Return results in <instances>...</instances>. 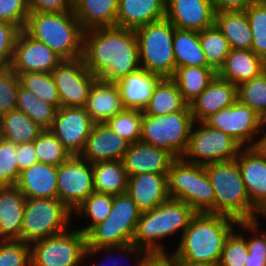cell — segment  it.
Returning <instances> with one entry per match:
<instances>
[{
    "instance_id": "1",
    "label": "cell",
    "mask_w": 266,
    "mask_h": 266,
    "mask_svg": "<svg viewBox=\"0 0 266 266\" xmlns=\"http://www.w3.org/2000/svg\"><path fill=\"white\" fill-rule=\"evenodd\" d=\"M81 58L98 79L116 83L140 68L136 32L116 26L85 31Z\"/></svg>"
},
{
    "instance_id": "2",
    "label": "cell",
    "mask_w": 266,
    "mask_h": 266,
    "mask_svg": "<svg viewBox=\"0 0 266 266\" xmlns=\"http://www.w3.org/2000/svg\"><path fill=\"white\" fill-rule=\"evenodd\" d=\"M237 223L228 216L197 213L169 256L173 262L218 265L225 241Z\"/></svg>"
},
{
    "instance_id": "3",
    "label": "cell",
    "mask_w": 266,
    "mask_h": 266,
    "mask_svg": "<svg viewBox=\"0 0 266 266\" xmlns=\"http://www.w3.org/2000/svg\"><path fill=\"white\" fill-rule=\"evenodd\" d=\"M196 214L187 203L169 198L156 208L141 213L133 243L153 256L169 255L162 240L177 232L182 236Z\"/></svg>"
},
{
    "instance_id": "4",
    "label": "cell",
    "mask_w": 266,
    "mask_h": 266,
    "mask_svg": "<svg viewBox=\"0 0 266 266\" xmlns=\"http://www.w3.org/2000/svg\"><path fill=\"white\" fill-rule=\"evenodd\" d=\"M24 31L33 39L46 44L62 60L82 57L84 31L73 11L30 12Z\"/></svg>"
},
{
    "instance_id": "5",
    "label": "cell",
    "mask_w": 266,
    "mask_h": 266,
    "mask_svg": "<svg viewBox=\"0 0 266 266\" xmlns=\"http://www.w3.org/2000/svg\"><path fill=\"white\" fill-rule=\"evenodd\" d=\"M215 192L214 214L239 221L259 219L261 213L251 204L236 160L204 166Z\"/></svg>"
},
{
    "instance_id": "6",
    "label": "cell",
    "mask_w": 266,
    "mask_h": 266,
    "mask_svg": "<svg viewBox=\"0 0 266 266\" xmlns=\"http://www.w3.org/2000/svg\"><path fill=\"white\" fill-rule=\"evenodd\" d=\"M175 26L167 19L149 23L135 30L140 67L171 78L176 70L173 50Z\"/></svg>"
},
{
    "instance_id": "7",
    "label": "cell",
    "mask_w": 266,
    "mask_h": 266,
    "mask_svg": "<svg viewBox=\"0 0 266 266\" xmlns=\"http://www.w3.org/2000/svg\"><path fill=\"white\" fill-rule=\"evenodd\" d=\"M141 213L127 192L113 195L108 217L86 233V248L115 247L133 243Z\"/></svg>"
},
{
    "instance_id": "8",
    "label": "cell",
    "mask_w": 266,
    "mask_h": 266,
    "mask_svg": "<svg viewBox=\"0 0 266 266\" xmlns=\"http://www.w3.org/2000/svg\"><path fill=\"white\" fill-rule=\"evenodd\" d=\"M72 217V212L58 198H26L20 241L31 245L63 233L73 228Z\"/></svg>"
},
{
    "instance_id": "9",
    "label": "cell",
    "mask_w": 266,
    "mask_h": 266,
    "mask_svg": "<svg viewBox=\"0 0 266 266\" xmlns=\"http://www.w3.org/2000/svg\"><path fill=\"white\" fill-rule=\"evenodd\" d=\"M193 123L189 105L167 115L143 114L140 141L181 158L187 149Z\"/></svg>"
},
{
    "instance_id": "10",
    "label": "cell",
    "mask_w": 266,
    "mask_h": 266,
    "mask_svg": "<svg viewBox=\"0 0 266 266\" xmlns=\"http://www.w3.org/2000/svg\"><path fill=\"white\" fill-rule=\"evenodd\" d=\"M241 148L231 136L221 130L211 128L204 122H194L187 149L181 158L188 163L205 166L233 161Z\"/></svg>"
},
{
    "instance_id": "11",
    "label": "cell",
    "mask_w": 266,
    "mask_h": 266,
    "mask_svg": "<svg viewBox=\"0 0 266 266\" xmlns=\"http://www.w3.org/2000/svg\"><path fill=\"white\" fill-rule=\"evenodd\" d=\"M30 246L31 266H81L85 260L86 234L69 228Z\"/></svg>"
},
{
    "instance_id": "12",
    "label": "cell",
    "mask_w": 266,
    "mask_h": 266,
    "mask_svg": "<svg viewBox=\"0 0 266 266\" xmlns=\"http://www.w3.org/2000/svg\"><path fill=\"white\" fill-rule=\"evenodd\" d=\"M263 121L253 109L237 100L233 105L211 114L203 122L228 134L245 148L255 147Z\"/></svg>"
},
{
    "instance_id": "13",
    "label": "cell",
    "mask_w": 266,
    "mask_h": 266,
    "mask_svg": "<svg viewBox=\"0 0 266 266\" xmlns=\"http://www.w3.org/2000/svg\"><path fill=\"white\" fill-rule=\"evenodd\" d=\"M57 198L73 211L94 192L92 164L80 155H71L57 167Z\"/></svg>"
},
{
    "instance_id": "14",
    "label": "cell",
    "mask_w": 266,
    "mask_h": 266,
    "mask_svg": "<svg viewBox=\"0 0 266 266\" xmlns=\"http://www.w3.org/2000/svg\"><path fill=\"white\" fill-rule=\"evenodd\" d=\"M61 107H85L90 88L97 79L81 57L62 60L51 72Z\"/></svg>"
},
{
    "instance_id": "15",
    "label": "cell",
    "mask_w": 266,
    "mask_h": 266,
    "mask_svg": "<svg viewBox=\"0 0 266 266\" xmlns=\"http://www.w3.org/2000/svg\"><path fill=\"white\" fill-rule=\"evenodd\" d=\"M93 125L84 107H60L49 130L71 155H80Z\"/></svg>"
},
{
    "instance_id": "16",
    "label": "cell",
    "mask_w": 266,
    "mask_h": 266,
    "mask_svg": "<svg viewBox=\"0 0 266 266\" xmlns=\"http://www.w3.org/2000/svg\"><path fill=\"white\" fill-rule=\"evenodd\" d=\"M62 59L46 44L21 30L15 43L10 68L18 75L29 72L51 73Z\"/></svg>"
},
{
    "instance_id": "17",
    "label": "cell",
    "mask_w": 266,
    "mask_h": 266,
    "mask_svg": "<svg viewBox=\"0 0 266 266\" xmlns=\"http://www.w3.org/2000/svg\"><path fill=\"white\" fill-rule=\"evenodd\" d=\"M251 204L266 216V156L256 147L241 148L235 159ZM266 218V217H265Z\"/></svg>"
},
{
    "instance_id": "18",
    "label": "cell",
    "mask_w": 266,
    "mask_h": 266,
    "mask_svg": "<svg viewBox=\"0 0 266 266\" xmlns=\"http://www.w3.org/2000/svg\"><path fill=\"white\" fill-rule=\"evenodd\" d=\"M165 18L177 29L201 32L214 25L213 0H166Z\"/></svg>"
},
{
    "instance_id": "19",
    "label": "cell",
    "mask_w": 266,
    "mask_h": 266,
    "mask_svg": "<svg viewBox=\"0 0 266 266\" xmlns=\"http://www.w3.org/2000/svg\"><path fill=\"white\" fill-rule=\"evenodd\" d=\"M130 143L118 136L107 123H94L80 156L91 164L121 161Z\"/></svg>"
},
{
    "instance_id": "20",
    "label": "cell",
    "mask_w": 266,
    "mask_h": 266,
    "mask_svg": "<svg viewBox=\"0 0 266 266\" xmlns=\"http://www.w3.org/2000/svg\"><path fill=\"white\" fill-rule=\"evenodd\" d=\"M175 159L167 150L139 141L129 145L121 161L129 177L142 173L168 174Z\"/></svg>"
},
{
    "instance_id": "21",
    "label": "cell",
    "mask_w": 266,
    "mask_h": 266,
    "mask_svg": "<svg viewBox=\"0 0 266 266\" xmlns=\"http://www.w3.org/2000/svg\"><path fill=\"white\" fill-rule=\"evenodd\" d=\"M127 194L141 212L152 210L170 198L167 174L142 173L129 176Z\"/></svg>"
},
{
    "instance_id": "22",
    "label": "cell",
    "mask_w": 266,
    "mask_h": 266,
    "mask_svg": "<svg viewBox=\"0 0 266 266\" xmlns=\"http://www.w3.org/2000/svg\"><path fill=\"white\" fill-rule=\"evenodd\" d=\"M237 101V86L218 75L190 104L194 122H203L211 114L233 105Z\"/></svg>"
},
{
    "instance_id": "23",
    "label": "cell",
    "mask_w": 266,
    "mask_h": 266,
    "mask_svg": "<svg viewBox=\"0 0 266 266\" xmlns=\"http://www.w3.org/2000/svg\"><path fill=\"white\" fill-rule=\"evenodd\" d=\"M162 79L160 75L140 67L117 81L115 84L119 89L124 108L143 111Z\"/></svg>"
},
{
    "instance_id": "24",
    "label": "cell",
    "mask_w": 266,
    "mask_h": 266,
    "mask_svg": "<svg viewBox=\"0 0 266 266\" xmlns=\"http://www.w3.org/2000/svg\"><path fill=\"white\" fill-rule=\"evenodd\" d=\"M84 108L94 123H106L125 109L117 85L98 78L90 88Z\"/></svg>"
},
{
    "instance_id": "25",
    "label": "cell",
    "mask_w": 266,
    "mask_h": 266,
    "mask_svg": "<svg viewBox=\"0 0 266 266\" xmlns=\"http://www.w3.org/2000/svg\"><path fill=\"white\" fill-rule=\"evenodd\" d=\"M16 187L25 198H57V166L35 163L20 172Z\"/></svg>"
},
{
    "instance_id": "26",
    "label": "cell",
    "mask_w": 266,
    "mask_h": 266,
    "mask_svg": "<svg viewBox=\"0 0 266 266\" xmlns=\"http://www.w3.org/2000/svg\"><path fill=\"white\" fill-rule=\"evenodd\" d=\"M166 0H119L116 27L136 30L165 18Z\"/></svg>"
},
{
    "instance_id": "27",
    "label": "cell",
    "mask_w": 266,
    "mask_h": 266,
    "mask_svg": "<svg viewBox=\"0 0 266 266\" xmlns=\"http://www.w3.org/2000/svg\"><path fill=\"white\" fill-rule=\"evenodd\" d=\"M25 200L16 186H0V241H20Z\"/></svg>"
},
{
    "instance_id": "28",
    "label": "cell",
    "mask_w": 266,
    "mask_h": 266,
    "mask_svg": "<svg viewBox=\"0 0 266 266\" xmlns=\"http://www.w3.org/2000/svg\"><path fill=\"white\" fill-rule=\"evenodd\" d=\"M119 0H73V12L83 31L115 27Z\"/></svg>"
},
{
    "instance_id": "29",
    "label": "cell",
    "mask_w": 266,
    "mask_h": 266,
    "mask_svg": "<svg viewBox=\"0 0 266 266\" xmlns=\"http://www.w3.org/2000/svg\"><path fill=\"white\" fill-rule=\"evenodd\" d=\"M170 198L187 203L194 210V194L197 187V164L176 158L167 174Z\"/></svg>"
},
{
    "instance_id": "30",
    "label": "cell",
    "mask_w": 266,
    "mask_h": 266,
    "mask_svg": "<svg viewBox=\"0 0 266 266\" xmlns=\"http://www.w3.org/2000/svg\"><path fill=\"white\" fill-rule=\"evenodd\" d=\"M260 73V56L248 49H231L217 75L238 86Z\"/></svg>"
},
{
    "instance_id": "31",
    "label": "cell",
    "mask_w": 266,
    "mask_h": 266,
    "mask_svg": "<svg viewBox=\"0 0 266 266\" xmlns=\"http://www.w3.org/2000/svg\"><path fill=\"white\" fill-rule=\"evenodd\" d=\"M214 24L229 41L231 49L252 50L253 36L245 11L215 12Z\"/></svg>"
},
{
    "instance_id": "32",
    "label": "cell",
    "mask_w": 266,
    "mask_h": 266,
    "mask_svg": "<svg viewBox=\"0 0 266 266\" xmlns=\"http://www.w3.org/2000/svg\"><path fill=\"white\" fill-rule=\"evenodd\" d=\"M216 75L210 67L188 66L176 68L171 79L176 83L183 100L189 105L208 87Z\"/></svg>"
},
{
    "instance_id": "33",
    "label": "cell",
    "mask_w": 266,
    "mask_h": 266,
    "mask_svg": "<svg viewBox=\"0 0 266 266\" xmlns=\"http://www.w3.org/2000/svg\"><path fill=\"white\" fill-rule=\"evenodd\" d=\"M0 130L2 139L18 145L33 142L44 129L14 109L0 117Z\"/></svg>"
},
{
    "instance_id": "34",
    "label": "cell",
    "mask_w": 266,
    "mask_h": 266,
    "mask_svg": "<svg viewBox=\"0 0 266 266\" xmlns=\"http://www.w3.org/2000/svg\"><path fill=\"white\" fill-rule=\"evenodd\" d=\"M173 50L176 68L208 67L205 53L199 41V32L175 28Z\"/></svg>"
},
{
    "instance_id": "35",
    "label": "cell",
    "mask_w": 266,
    "mask_h": 266,
    "mask_svg": "<svg viewBox=\"0 0 266 266\" xmlns=\"http://www.w3.org/2000/svg\"><path fill=\"white\" fill-rule=\"evenodd\" d=\"M94 191L111 195L127 192L128 175L122 161H105L92 164Z\"/></svg>"
},
{
    "instance_id": "36",
    "label": "cell",
    "mask_w": 266,
    "mask_h": 266,
    "mask_svg": "<svg viewBox=\"0 0 266 266\" xmlns=\"http://www.w3.org/2000/svg\"><path fill=\"white\" fill-rule=\"evenodd\" d=\"M187 105L176 83L171 78H163L157 84L143 114L167 115L182 111Z\"/></svg>"
},
{
    "instance_id": "37",
    "label": "cell",
    "mask_w": 266,
    "mask_h": 266,
    "mask_svg": "<svg viewBox=\"0 0 266 266\" xmlns=\"http://www.w3.org/2000/svg\"><path fill=\"white\" fill-rule=\"evenodd\" d=\"M17 110L24 112L42 129H50L57 108L20 86L17 97Z\"/></svg>"
},
{
    "instance_id": "38",
    "label": "cell",
    "mask_w": 266,
    "mask_h": 266,
    "mask_svg": "<svg viewBox=\"0 0 266 266\" xmlns=\"http://www.w3.org/2000/svg\"><path fill=\"white\" fill-rule=\"evenodd\" d=\"M199 41L205 53L208 67L218 73L231 51L229 41L215 24L199 32Z\"/></svg>"
},
{
    "instance_id": "39",
    "label": "cell",
    "mask_w": 266,
    "mask_h": 266,
    "mask_svg": "<svg viewBox=\"0 0 266 266\" xmlns=\"http://www.w3.org/2000/svg\"><path fill=\"white\" fill-rule=\"evenodd\" d=\"M113 204V195L93 192L74 211L73 215L89 218L85 227L77 228L86 234L94 225L104 221L110 214Z\"/></svg>"
},
{
    "instance_id": "40",
    "label": "cell",
    "mask_w": 266,
    "mask_h": 266,
    "mask_svg": "<svg viewBox=\"0 0 266 266\" xmlns=\"http://www.w3.org/2000/svg\"><path fill=\"white\" fill-rule=\"evenodd\" d=\"M237 100L266 119V72L237 86Z\"/></svg>"
},
{
    "instance_id": "41",
    "label": "cell",
    "mask_w": 266,
    "mask_h": 266,
    "mask_svg": "<svg viewBox=\"0 0 266 266\" xmlns=\"http://www.w3.org/2000/svg\"><path fill=\"white\" fill-rule=\"evenodd\" d=\"M17 76L22 88L31 91L57 109L61 107L58 90L51 73L29 72Z\"/></svg>"
},
{
    "instance_id": "42",
    "label": "cell",
    "mask_w": 266,
    "mask_h": 266,
    "mask_svg": "<svg viewBox=\"0 0 266 266\" xmlns=\"http://www.w3.org/2000/svg\"><path fill=\"white\" fill-rule=\"evenodd\" d=\"M259 222L260 220L256 219L237 223V227L243 229L248 236L246 237L248 254L244 266H266V231L260 230ZM249 233L251 234L248 235Z\"/></svg>"
},
{
    "instance_id": "43",
    "label": "cell",
    "mask_w": 266,
    "mask_h": 266,
    "mask_svg": "<svg viewBox=\"0 0 266 266\" xmlns=\"http://www.w3.org/2000/svg\"><path fill=\"white\" fill-rule=\"evenodd\" d=\"M33 142L38 162L58 167L71 156L49 129L43 130Z\"/></svg>"
},
{
    "instance_id": "44",
    "label": "cell",
    "mask_w": 266,
    "mask_h": 266,
    "mask_svg": "<svg viewBox=\"0 0 266 266\" xmlns=\"http://www.w3.org/2000/svg\"><path fill=\"white\" fill-rule=\"evenodd\" d=\"M142 116V110L124 109L106 123L113 132L131 144L141 139Z\"/></svg>"
},
{
    "instance_id": "45",
    "label": "cell",
    "mask_w": 266,
    "mask_h": 266,
    "mask_svg": "<svg viewBox=\"0 0 266 266\" xmlns=\"http://www.w3.org/2000/svg\"><path fill=\"white\" fill-rule=\"evenodd\" d=\"M235 228L228 235L218 266H244L248 248L244 233Z\"/></svg>"
},
{
    "instance_id": "46",
    "label": "cell",
    "mask_w": 266,
    "mask_h": 266,
    "mask_svg": "<svg viewBox=\"0 0 266 266\" xmlns=\"http://www.w3.org/2000/svg\"><path fill=\"white\" fill-rule=\"evenodd\" d=\"M245 12L253 36L252 51L260 56L266 51V7L254 2Z\"/></svg>"
},
{
    "instance_id": "47",
    "label": "cell",
    "mask_w": 266,
    "mask_h": 266,
    "mask_svg": "<svg viewBox=\"0 0 266 266\" xmlns=\"http://www.w3.org/2000/svg\"><path fill=\"white\" fill-rule=\"evenodd\" d=\"M20 82L17 74L9 68H0V117L17 107Z\"/></svg>"
},
{
    "instance_id": "48",
    "label": "cell",
    "mask_w": 266,
    "mask_h": 266,
    "mask_svg": "<svg viewBox=\"0 0 266 266\" xmlns=\"http://www.w3.org/2000/svg\"><path fill=\"white\" fill-rule=\"evenodd\" d=\"M16 144L0 140V186H16L20 170L16 162Z\"/></svg>"
},
{
    "instance_id": "49",
    "label": "cell",
    "mask_w": 266,
    "mask_h": 266,
    "mask_svg": "<svg viewBox=\"0 0 266 266\" xmlns=\"http://www.w3.org/2000/svg\"><path fill=\"white\" fill-rule=\"evenodd\" d=\"M0 266H31V246L19 240L0 241Z\"/></svg>"
},
{
    "instance_id": "50",
    "label": "cell",
    "mask_w": 266,
    "mask_h": 266,
    "mask_svg": "<svg viewBox=\"0 0 266 266\" xmlns=\"http://www.w3.org/2000/svg\"><path fill=\"white\" fill-rule=\"evenodd\" d=\"M106 250V251H105ZM119 252V254H125V255H130L132 257H134V262L135 265L134 266H143L145 264V262L152 256L148 251L137 247L134 243H129L126 245H122V246H115V247H100V248H86L85 249V253H84V259L86 258V262L87 260L92 256V255H97L98 252H104V254H106L105 256H108V259L106 260H112V256L111 254H113V252ZM122 252V253H121ZM90 256V257H89ZM115 258V257H114ZM114 261L110 262L112 263V266H117V262H116V258L113 259ZM101 262H95L94 264L91 266H104L102 265ZM106 263V262H105ZM104 264V263H103ZM89 266V265H88ZM105 266H107L105 264Z\"/></svg>"
},
{
    "instance_id": "51",
    "label": "cell",
    "mask_w": 266,
    "mask_h": 266,
    "mask_svg": "<svg viewBox=\"0 0 266 266\" xmlns=\"http://www.w3.org/2000/svg\"><path fill=\"white\" fill-rule=\"evenodd\" d=\"M215 192L204 166L197 165V187L194 194V211L196 213L214 214Z\"/></svg>"
},
{
    "instance_id": "52",
    "label": "cell",
    "mask_w": 266,
    "mask_h": 266,
    "mask_svg": "<svg viewBox=\"0 0 266 266\" xmlns=\"http://www.w3.org/2000/svg\"><path fill=\"white\" fill-rule=\"evenodd\" d=\"M29 14L28 0H0V21L24 30Z\"/></svg>"
},
{
    "instance_id": "53",
    "label": "cell",
    "mask_w": 266,
    "mask_h": 266,
    "mask_svg": "<svg viewBox=\"0 0 266 266\" xmlns=\"http://www.w3.org/2000/svg\"><path fill=\"white\" fill-rule=\"evenodd\" d=\"M20 31L17 26L0 21V68L10 67Z\"/></svg>"
},
{
    "instance_id": "54",
    "label": "cell",
    "mask_w": 266,
    "mask_h": 266,
    "mask_svg": "<svg viewBox=\"0 0 266 266\" xmlns=\"http://www.w3.org/2000/svg\"><path fill=\"white\" fill-rule=\"evenodd\" d=\"M30 12L66 13L73 11V0H28Z\"/></svg>"
},
{
    "instance_id": "55",
    "label": "cell",
    "mask_w": 266,
    "mask_h": 266,
    "mask_svg": "<svg viewBox=\"0 0 266 266\" xmlns=\"http://www.w3.org/2000/svg\"><path fill=\"white\" fill-rule=\"evenodd\" d=\"M16 162L20 171L38 162L34 142L16 145Z\"/></svg>"
},
{
    "instance_id": "56",
    "label": "cell",
    "mask_w": 266,
    "mask_h": 266,
    "mask_svg": "<svg viewBox=\"0 0 266 266\" xmlns=\"http://www.w3.org/2000/svg\"><path fill=\"white\" fill-rule=\"evenodd\" d=\"M256 0H213L215 12L245 11Z\"/></svg>"
},
{
    "instance_id": "57",
    "label": "cell",
    "mask_w": 266,
    "mask_h": 266,
    "mask_svg": "<svg viewBox=\"0 0 266 266\" xmlns=\"http://www.w3.org/2000/svg\"><path fill=\"white\" fill-rule=\"evenodd\" d=\"M261 135V136H260ZM259 139L257 140V143L255 147L266 156V121L264 120L262 123V127L259 133Z\"/></svg>"
},
{
    "instance_id": "58",
    "label": "cell",
    "mask_w": 266,
    "mask_h": 266,
    "mask_svg": "<svg viewBox=\"0 0 266 266\" xmlns=\"http://www.w3.org/2000/svg\"><path fill=\"white\" fill-rule=\"evenodd\" d=\"M175 266H218L206 263H190V262H173Z\"/></svg>"
},
{
    "instance_id": "59",
    "label": "cell",
    "mask_w": 266,
    "mask_h": 266,
    "mask_svg": "<svg viewBox=\"0 0 266 266\" xmlns=\"http://www.w3.org/2000/svg\"><path fill=\"white\" fill-rule=\"evenodd\" d=\"M262 72H266V51L260 55Z\"/></svg>"
},
{
    "instance_id": "60",
    "label": "cell",
    "mask_w": 266,
    "mask_h": 266,
    "mask_svg": "<svg viewBox=\"0 0 266 266\" xmlns=\"http://www.w3.org/2000/svg\"><path fill=\"white\" fill-rule=\"evenodd\" d=\"M256 2L266 7V0H256Z\"/></svg>"
}]
</instances>
